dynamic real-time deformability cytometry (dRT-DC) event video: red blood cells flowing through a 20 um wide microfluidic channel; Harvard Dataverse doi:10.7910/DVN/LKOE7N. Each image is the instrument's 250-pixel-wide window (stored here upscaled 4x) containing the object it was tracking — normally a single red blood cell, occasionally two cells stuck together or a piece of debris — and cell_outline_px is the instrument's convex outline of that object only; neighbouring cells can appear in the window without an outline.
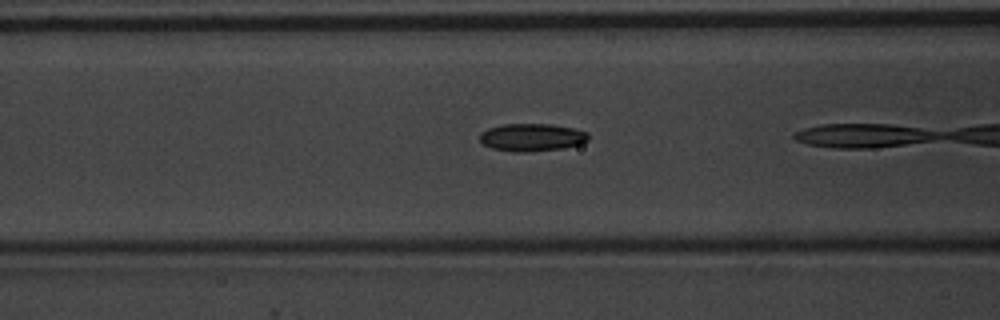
{"species": "common noctule bat (a hibernating species)", "species_latin": "Nyctalus noctula", "temperature_condition": "warm", "stored_images_in_passage": 10, "segment_of_instrument_passage": [2, 2], "camera_frame_rate_fps": 3000, "um_per_image_px": 0.085, "animal": {"sex": "male", "body_mass_g": 20.1, "forearm_length_mm": 53.5}, "frame": {"image": 1, "passage_image": 5, "time_ms": 1.333, "image_size_px": [1000, 320], "cell_outline_px": [[588, 140], [580, 144], [564, 148], [520, 152], [512, 152], [492, 148], [484, 144], [480, 140], [480, 132], [488, 128], [504, 124], [548, 124], [572, 128], [588, 132]], "centroid_in_image_um": [45.19, 11.67], "position_along_channel_um": 121.4, "area_um2": 17.4}}